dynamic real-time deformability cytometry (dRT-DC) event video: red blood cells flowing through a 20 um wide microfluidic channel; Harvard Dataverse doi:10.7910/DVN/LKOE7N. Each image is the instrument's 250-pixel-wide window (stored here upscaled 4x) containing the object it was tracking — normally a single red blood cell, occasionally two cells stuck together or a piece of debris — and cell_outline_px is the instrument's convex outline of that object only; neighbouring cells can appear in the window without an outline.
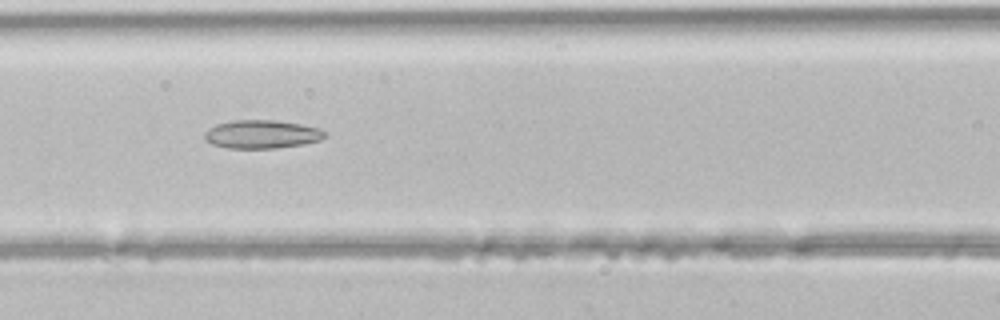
{"species": "common noctule bat (a hibernating species)", "species_latin": "Nyctalus noctula", "temperature_condition": "room temperature", "stored_images_in_passage": 18, "camera_frame_rate_fps": 3000, "um_per_image_px": 0.085, "animal": {"sex": "male", "body_mass_g": 21.5, "forearm_length_mm": 52.0}, "frame": {"image": 1, "passage_image": 15, "time_ms": 4.667, "image_size_px": [1000, 320], "cell_outline_px": [[324, 136], [320, 140], [304, 144], [276, 148], [228, 148], [212, 144], [204, 136], [204, 132], [208, 128], [216, 124], [236, 120], [272, 120], [300, 124], [320, 128], [324, 132]], "centroid_in_image_um": [22.23, 11.41], "position_along_channel_um": 144.4, "area_um2": 19.71}}
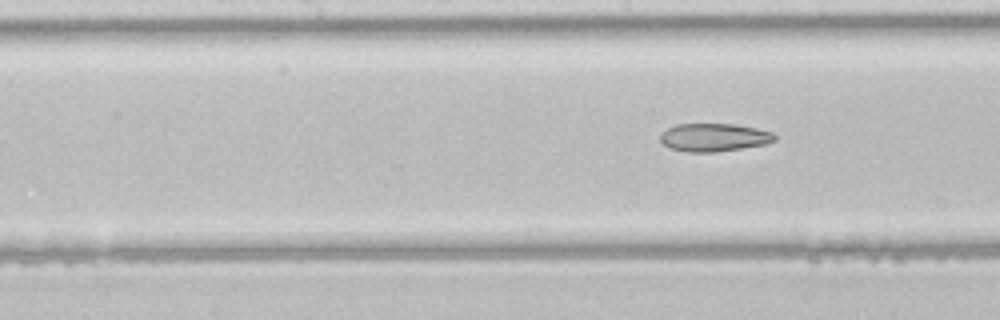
{"frame": {"image": 2, "passage_image": 18, "time_ms": 5.667, "image_size_px": [1000, 320], "cell_outline_px": [[776, 140], [764, 144], [716, 152], [688, 152], [668, 148], [660, 140], [660, 136], [668, 128], [676, 124], [736, 124], [756, 128], [772, 132], [776, 136]], "centroid_in_image_um": [60.68, 11.68], "position_along_channel_um": 187.5, "area_um2": 18.61}}